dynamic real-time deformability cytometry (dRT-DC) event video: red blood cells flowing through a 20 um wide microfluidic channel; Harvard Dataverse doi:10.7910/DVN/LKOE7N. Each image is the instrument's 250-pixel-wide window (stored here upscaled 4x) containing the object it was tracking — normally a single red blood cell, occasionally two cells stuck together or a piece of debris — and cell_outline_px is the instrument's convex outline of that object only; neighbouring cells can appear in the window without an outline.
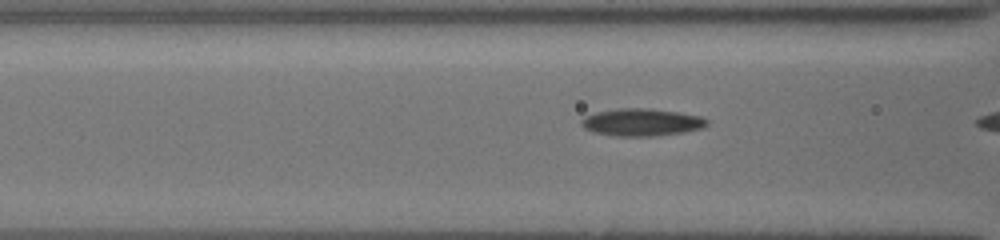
{"species": "common noctule bat (a hibernating species)", "species_latin": "Nyctalus noctula", "temperature_condition": "cold", "stored_images_in_passage": 21, "camera_frame_rate_fps": 3000, "um_per_image_px": 0.085, "animal": {"sex": "female", "body_mass_g": 19.5, "forearm_length_mm": 54.1}, "frame": {"image": 1, "passage_image": 20, "time_ms": 6.333, "image_size_px": [1000, 240], "cell_outline_px": [[708, 124], [704, 128], [684, 132], [652, 136], [616, 136], [596, 132], [584, 128], [580, 124], [580, 120], [596, 112], [616, 108], [652, 108], [700, 116], [708, 120]], "centroid_in_image_um": [54.56, 10.39], "position_along_channel_um": 112.0, "area_um2": 20.0}}